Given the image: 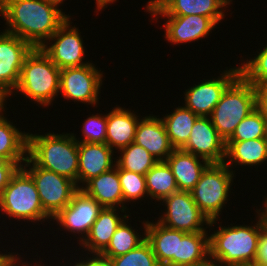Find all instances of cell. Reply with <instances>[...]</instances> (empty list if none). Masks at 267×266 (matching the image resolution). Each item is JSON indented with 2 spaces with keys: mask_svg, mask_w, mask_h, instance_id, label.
Listing matches in <instances>:
<instances>
[{
  "mask_svg": "<svg viewBox=\"0 0 267 266\" xmlns=\"http://www.w3.org/2000/svg\"><path fill=\"white\" fill-rule=\"evenodd\" d=\"M60 5L54 0H3L4 31L40 48L71 16Z\"/></svg>",
  "mask_w": 267,
  "mask_h": 266,
  "instance_id": "cell-1",
  "label": "cell"
},
{
  "mask_svg": "<svg viewBox=\"0 0 267 266\" xmlns=\"http://www.w3.org/2000/svg\"><path fill=\"white\" fill-rule=\"evenodd\" d=\"M257 219V223H251L252 226L230 224L216 227L219 229L209 234V259L220 266H249L254 263L264 228L259 214Z\"/></svg>",
  "mask_w": 267,
  "mask_h": 266,
  "instance_id": "cell-2",
  "label": "cell"
},
{
  "mask_svg": "<svg viewBox=\"0 0 267 266\" xmlns=\"http://www.w3.org/2000/svg\"><path fill=\"white\" fill-rule=\"evenodd\" d=\"M44 134L28 132L27 156L37 166L71 179L78 187V142L72 132Z\"/></svg>",
  "mask_w": 267,
  "mask_h": 266,
  "instance_id": "cell-3",
  "label": "cell"
},
{
  "mask_svg": "<svg viewBox=\"0 0 267 266\" xmlns=\"http://www.w3.org/2000/svg\"><path fill=\"white\" fill-rule=\"evenodd\" d=\"M59 82L60 69L41 48H33L24 59L19 82L11 95L20 92L31 103L46 108L59 96Z\"/></svg>",
  "mask_w": 267,
  "mask_h": 266,
  "instance_id": "cell-4",
  "label": "cell"
},
{
  "mask_svg": "<svg viewBox=\"0 0 267 266\" xmlns=\"http://www.w3.org/2000/svg\"><path fill=\"white\" fill-rule=\"evenodd\" d=\"M0 211L6 218L29 221L33 225L52 221L44 212L34 180L23 167L17 169L0 193Z\"/></svg>",
  "mask_w": 267,
  "mask_h": 266,
  "instance_id": "cell-5",
  "label": "cell"
},
{
  "mask_svg": "<svg viewBox=\"0 0 267 266\" xmlns=\"http://www.w3.org/2000/svg\"><path fill=\"white\" fill-rule=\"evenodd\" d=\"M256 108L254 86L239 75L223 92L209 118L226 142L237 125Z\"/></svg>",
  "mask_w": 267,
  "mask_h": 266,
  "instance_id": "cell-6",
  "label": "cell"
},
{
  "mask_svg": "<svg viewBox=\"0 0 267 266\" xmlns=\"http://www.w3.org/2000/svg\"><path fill=\"white\" fill-rule=\"evenodd\" d=\"M223 163H210L195 187L190 191L192 198L200 211L210 221V227L222 219L219 216L226 206L231 193V186L236 174ZM235 176V177H234Z\"/></svg>",
  "mask_w": 267,
  "mask_h": 266,
  "instance_id": "cell-7",
  "label": "cell"
},
{
  "mask_svg": "<svg viewBox=\"0 0 267 266\" xmlns=\"http://www.w3.org/2000/svg\"><path fill=\"white\" fill-rule=\"evenodd\" d=\"M22 167L34 180L44 212L51 220L69 204L79 189L71 179L37 166L28 156Z\"/></svg>",
  "mask_w": 267,
  "mask_h": 266,
  "instance_id": "cell-8",
  "label": "cell"
},
{
  "mask_svg": "<svg viewBox=\"0 0 267 266\" xmlns=\"http://www.w3.org/2000/svg\"><path fill=\"white\" fill-rule=\"evenodd\" d=\"M103 71L92 63L60 70L59 95L84 105L97 107L103 84Z\"/></svg>",
  "mask_w": 267,
  "mask_h": 266,
  "instance_id": "cell-9",
  "label": "cell"
},
{
  "mask_svg": "<svg viewBox=\"0 0 267 266\" xmlns=\"http://www.w3.org/2000/svg\"><path fill=\"white\" fill-rule=\"evenodd\" d=\"M160 204L165 206V211H161L157 222L167 228L185 233L203 232L210 228V221L200 211L190 192L179 190L164 198Z\"/></svg>",
  "mask_w": 267,
  "mask_h": 266,
  "instance_id": "cell-10",
  "label": "cell"
},
{
  "mask_svg": "<svg viewBox=\"0 0 267 266\" xmlns=\"http://www.w3.org/2000/svg\"><path fill=\"white\" fill-rule=\"evenodd\" d=\"M71 17L40 47L60 70L91 63L83 61L86 49L79 27L71 25Z\"/></svg>",
  "mask_w": 267,
  "mask_h": 266,
  "instance_id": "cell-11",
  "label": "cell"
},
{
  "mask_svg": "<svg viewBox=\"0 0 267 266\" xmlns=\"http://www.w3.org/2000/svg\"><path fill=\"white\" fill-rule=\"evenodd\" d=\"M103 206L93 197L87 195L81 188H79L72 196L69 204L62 209L52 221L57 223L76 238L79 237V245L88 236L92 225L98 218L99 212Z\"/></svg>",
  "mask_w": 267,
  "mask_h": 266,
  "instance_id": "cell-12",
  "label": "cell"
},
{
  "mask_svg": "<svg viewBox=\"0 0 267 266\" xmlns=\"http://www.w3.org/2000/svg\"><path fill=\"white\" fill-rule=\"evenodd\" d=\"M217 78L203 79L184 92V106L201 117H209L226 88L240 75V68H226Z\"/></svg>",
  "mask_w": 267,
  "mask_h": 266,
  "instance_id": "cell-13",
  "label": "cell"
},
{
  "mask_svg": "<svg viewBox=\"0 0 267 266\" xmlns=\"http://www.w3.org/2000/svg\"><path fill=\"white\" fill-rule=\"evenodd\" d=\"M32 49L17 35L0 32V93L11 96L19 82L24 59Z\"/></svg>",
  "mask_w": 267,
  "mask_h": 266,
  "instance_id": "cell-14",
  "label": "cell"
},
{
  "mask_svg": "<svg viewBox=\"0 0 267 266\" xmlns=\"http://www.w3.org/2000/svg\"><path fill=\"white\" fill-rule=\"evenodd\" d=\"M182 150L201 157L209 163H223L226 142L219 135L209 117L199 116Z\"/></svg>",
  "mask_w": 267,
  "mask_h": 266,
  "instance_id": "cell-15",
  "label": "cell"
},
{
  "mask_svg": "<svg viewBox=\"0 0 267 266\" xmlns=\"http://www.w3.org/2000/svg\"><path fill=\"white\" fill-rule=\"evenodd\" d=\"M233 0H163L149 12L156 22L160 16L202 15L211 18L217 25L225 18L227 5ZM225 9V10H224Z\"/></svg>",
  "mask_w": 267,
  "mask_h": 266,
  "instance_id": "cell-16",
  "label": "cell"
},
{
  "mask_svg": "<svg viewBox=\"0 0 267 266\" xmlns=\"http://www.w3.org/2000/svg\"><path fill=\"white\" fill-rule=\"evenodd\" d=\"M162 18L166 21L163 27L164 37L173 45L202 40L217 27L211 18L202 15L161 16Z\"/></svg>",
  "mask_w": 267,
  "mask_h": 266,
  "instance_id": "cell-17",
  "label": "cell"
},
{
  "mask_svg": "<svg viewBox=\"0 0 267 266\" xmlns=\"http://www.w3.org/2000/svg\"><path fill=\"white\" fill-rule=\"evenodd\" d=\"M114 152L106 143L78 142V188L91 178L115 167Z\"/></svg>",
  "mask_w": 267,
  "mask_h": 266,
  "instance_id": "cell-18",
  "label": "cell"
},
{
  "mask_svg": "<svg viewBox=\"0 0 267 266\" xmlns=\"http://www.w3.org/2000/svg\"><path fill=\"white\" fill-rule=\"evenodd\" d=\"M134 143L145 148L158 161H165L174 150L161 117L153 114L141 116Z\"/></svg>",
  "mask_w": 267,
  "mask_h": 266,
  "instance_id": "cell-19",
  "label": "cell"
},
{
  "mask_svg": "<svg viewBox=\"0 0 267 266\" xmlns=\"http://www.w3.org/2000/svg\"><path fill=\"white\" fill-rule=\"evenodd\" d=\"M128 210V211H127ZM121 212V214H120ZM127 212V213H126ZM129 209L103 207L98 218L91 227L85 240L80 244L82 252L101 253L110 243V240L121 222L130 216ZM124 213V214H122ZM120 214V215H119Z\"/></svg>",
  "mask_w": 267,
  "mask_h": 266,
  "instance_id": "cell-20",
  "label": "cell"
},
{
  "mask_svg": "<svg viewBox=\"0 0 267 266\" xmlns=\"http://www.w3.org/2000/svg\"><path fill=\"white\" fill-rule=\"evenodd\" d=\"M154 220L146 226V240L161 266H178L179 240L185 232L167 228Z\"/></svg>",
  "mask_w": 267,
  "mask_h": 266,
  "instance_id": "cell-21",
  "label": "cell"
},
{
  "mask_svg": "<svg viewBox=\"0 0 267 266\" xmlns=\"http://www.w3.org/2000/svg\"><path fill=\"white\" fill-rule=\"evenodd\" d=\"M112 108L107 114L105 143L115 151L134 142L136 128L141 118L131 109L119 105Z\"/></svg>",
  "mask_w": 267,
  "mask_h": 266,
  "instance_id": "cell-22",
  "label": "cell"
},
{
  "mask_svg": "<svg viewBox=\"0 0 267 266\" xmlns=\"http://www.w3.org/2000/svg\"><path fill=\"white\" fill-rule=\"evenodd\" d=\"M165 161L175 177L178 189L187 192L195 187L201 174L210 164L205 159L182 149H174Z\"/></svg>",
  "mask_w": 267,
  "mask_h": 266,
  "instance_id": "cell-23",
  "label": "cell"
},
{
  "mask_svg": "<svg viewBox=\"0 0 267 266\" xmlns=\"http://www.w3.org/2000/svg\"><path fill=\"white\" fill-rule=\"evenodd\" d=\"M81 189L96 199L103 207L123 209V193L119 179V167L91 178Z\"/></svg>",
  "mask_w": 267,
  "mask_h": 266,
  "instance_id": "cell-24",
  "label": "cell"
},
{
  "mask_svg": "<svg viewBox=\"0 0 267 266\" xmlns=\"http://www.w3.org/2000/svg\"><path fill=\"white\" fill-rule=\"evenodd\" d=\"M267 161V138L251 139L246 141H226L224 163L232 168L240 166L253 167ZM234 165V166H233Z\"/></svg>",
  "mask_w": 267,
  "mask_h": 266,
  "instance_id": "cell-25",
  "label": "cell"
},
{
  "mask_svg": "<svg viewBox=\"0 0 267 266\" xmlns=\"http://www.w3.org/2000/svg\"><path fill=\"white\" fill-rule=\"evenodd\" d=\"M27 148L28 133L22 132L2 115L0 117V159L15 162L22 167L27 158Z\"/></svg>",
  "mask_w": 267,
  "mask_h": 266,
  "instance_id": "cell-26",
  "label": "cell"
},
{
  "mask_svg": "<svg viewBox=\"0 0 267 266\" xmlns=\"http://www.w3.org/2000/svg\"><path fill=\"white\" fill-rule=\"evenodd\" d=\"M172 111L170 112L171 114L162 115L161 119L172 147L174 149H182L189 140L191 129L199 116L184 105H178Z\"/></svg>",
  "mask_w": 267,
  "mask_h": 266,
  "instance_id": "cell-27",
  "label": "cell"
},
{
  "mask_svg": "<svg viewBox=\"0 0 267 266\" xmlns=\"http://www.w3.org/2000/svg\"><path fill=\"white\" fill-rule=\"evenodd\" d=\"M129 216H127L121 224L117 227L113 234L108 246L100 253L107 258H114L119 255L126 254L130 250L137 248L141 243L146 240V226L148 220H144L142 223L144 232H137V229L128 222ZM129 223V224H128ZM142 233V235H141Z\"/></svg>",
  "mask_w": 267,
  "mask_h": 266,
  "instance_id": "cell-28",
  "label": "cell"
},
{
  "mask_svg": "<svg viewBox=\"0 0 267 266\" xmlns=\"http://www.w3.org/2000/svg\"><path fill=\"white\" fill-rule=\"evenodd\" d=\"M209 259V234L207 231L186 233L179 240L178 266H196Z\"/></svg>",
  "mask_w": 267,
  "mask_h": 266,
  "instance_id": "cell-29",
  "label": "cell"
},
{
  "mask_svg": "<svg viewBox=\"0 0 267 266\" xmlns=\"http://www.w3.org/2000/svg\"><path fill=\"white\" fill-rule=\"evenodd\" d=\"M148 199L161 202L179 191L175 177L166 161H158L146 174Z\"/></svg>",
  "mask_w": 267,
  "mask_h": 266,
  "instance_id": "cell-30",
  "label": "cell"
},
{
  "mask_svg": "<svg viewBox=\"0 0 267 266\" xmlns=\"http://www.w3.org/2000/svg\"><path fill=\"white\" fill-rule=\"evenodd\" d=\"M120 153L116 158V165L124 170L145 175L158 160L145 148L134 142L121 148L115 153Z\"/></svg>",
  "mask_w": 267,
  "mask_h": 266,
  "instance_id": "cell-31",
  "label": "cell"
},
{
  "mask_svg": "<svg viewBox=\"0 0 267 266\" xmlns=\"http://www.w3.org/2000/svg\"><path fill=\"white\" fill-rule=\"evenodd\" d=\"M259 138H267V119L256 108L237 125L227 141H246Z\"/></svg>",
  "mask_w": 267,
  "mask_h": 266,
  "instance_id": "cell-32",
  "label": "cell"
},
{
  "mask_svg": "<svg viewBox=\"0 0 267 266\" xmlns=\"http://www.w3.org/2000/svg\"><path fill=\"white\" fill-rule=\"evenodd\" d=\"M119 179L123 193V209H128L127 203L147 199L148 191L145 175L119 168ZM127 202V203H126Z\"/></svg>",
  "mask_w": 267,
  "mask_h": 266,
  "instance_id": "cell-33",
  "label": "cell"
},
{
  "mask_svg": "<svg viewBox=\"0 0 267 266\" xmlns=\"http://www.w3.org/2000/svg\"><path fill=\"white\" fill-rule=\"evenodd\" d=\"M110 261L112 266H161L147 240L126 254L111 258Z\"/></svg>",
  "mask_w": 267,
  "mask_h": 266,
  "instance_id": "cell-34",
  "label": "cell"
},
{
  "mask_svg": "<svg viewBox=\"0 0 267 266\" xmlns=\"http://www.w3.org/2000/svg\"><path fill=\"white\" fill-rule=\"evenodd\" d=\"M263 50L252 57V59H246L240 68V75L248 83H259L267 81V43L263 45Z\"/></svg>",
  "mask_w": 267,
  "mask_h": 266,
  "instance_id": "cell-35",
  "label": "cell"
},
{
  "mask_svg": "<svg viewBox=\"0 0 267 266\" xmlns=\"http://www.w3.org/2000/svg\"><path fill=\"white\" fill-rule=\"evenodd\" d=\"M91 115V116H90ZM89 117L82 123V139L76 137L72 133L77 142L87 143H105L106 140V127H107V113L103 115L96 113L90 114ZM78 138V139H77ZM84 138V139H83Z\"/></svg>",
  "mask_w": 267,
  "mask_h": 266,
  "instance_id": "cell-36",
  "label": "cell"
},
{
  "mask_svg": "<svg viewBox=\"0 0 267 266\" xmlns=\"http://www.w3.org/2000/svg\"><path fill=\"white\" fill-rule=\"evenodd\" d=\"M18 168L19 166L15 162L0 159V193L8 185L10 178Z\"/></svg>",
  "mask_w": 267,
  "mask_h": 266,
  "instance_id": "cell-37",
  "label": "cell"
},
{
  "mask_svg": "<svg viewBox=\"0 0 267 266\" xmlns=\"http://www.w3.org/2000/svg\"><path fill=\"white\" fill-rule=\"evenodd\" d=\"M251 84L256 92V106L267 119V81Z\"/></svg>",
  "mask_w": 267,
  "mask_h": 266,
  "instance_id": "cell-38",
  "label": "cell"
},
{
  "mask_svg": "<svg viewBox=\"0 0 267 266\" xmlns=\"http://www.w3.org/2000/svg\"><path fill=\"white\" fill-rule=\"evenodd\" d=\"M255 262L267 265V229L264 227L261 231L258 242V251Z\"/></svg>",
  "mask_w": 267,
  "mask_h": 266,
  "instance_id": "cell-39",
  "label": "cell"
},
{
  "mask_svg": "<svg viewBox=\"0 0 267 266\" xmlns=\"http://www.w3.org/2000/svg\"><path fill=\"white\" fill-rule=\"evenodd\" d=\"M20 256V257H19ZM23 260L21 259V255L19 253L16 254V252L7 260V262L3 265V266H32V262L31 264L26 260V262H22ZM40 260L35 261L36 263L33 262V266H48V264H43L41 265V263L39 262ZM29 263V264H28ZM40 263V264H39Z\"/></svg>",
  "mask_w": 267,
  "mask_h": 266,
  "instance_id": "cell-40",
  "label": "cell"
},
{
  "mask_svg": "<svg viewBox=\"0 0 267 266\" xmlns=\"http://www.w3.org/2000/svg\"><path fill=\"white\" fill-rule=\"evenodd\" d=\"M89 255V266H112L110 258H107L100 253H92V255L89 253Z\"/></svg>",
  "mask_w": 267,
  "mask_h": 266,
  "instance_id": "cell-41",
  "label": "cell"
},
{
  "mask_svg": "<svg viewBox=\"0 0 267 266\" xmlns=\"http://www.w3.org/2000/svg\"><path fill=\"white\" fill-rule=\"evenodd\" d=\"M265 199H263V204L261 209H256V213L260 215L262 221H263V224H264V227L267 229V196L265 195L264 196Z\"/></svg>",
  "mask_w": 267,
  "mask_h": 266,
  "instance_id": "cell-42",
  "label": "cell"
},
{
  "mask_svg": "<svg viewBox=\"0 0 267 266\" xmlns=\"http://www.w3.org/2000/svg\"><path fill=\"white\" fill-rule=\"evenodd\" d=\"M113 2H117V0H95L96 10L95 12L102 11L103 9L107 8L108 5L113 4Z\"/></svg>",
  "mask_w": 267,
  "mask_h": 266,
  "instance_id": "cell-43",
  "label": "cell"
},
{
  "mask_svg": "<svg viewBox=\"0 0 267 266\" xmlns=\"http://www.w3.org/2000/svg\"><path fill=\"white\" fill-rule=\"evenodd\" d=\"M87 256L84 258V257H82L81 258V261H80V258H79V260L78 259H76L77 260V262L75 261L74 263H72V265H71V262H70V264H69V262H68V264L66 263V265L68 266H89V257H88V253L86 254ZM86 259V260H85ZM65 264L64 265H62V266H66ZM50 266H51V264H50ZM58 266H60V265H58Z\"/></svg>",
  "mask_w": 267,
  "mask_h": 266,
  "instance_id": "cell-44",
  "label": "cell"
},
{
  "mask_svg": "<svg viewBox=\"0 0 267 266\" xmlns=\"http://www.w3.org/2000/svg\"><path fill=\"white\" fill-rule=\"evenodd\" d=\"M7 99H9V97L8 96H6L5 94H3V93H0V117L2 116V115H6V113H4V112H6L5 111V109H7L5 106V104H6V100ZM3 111V112H2Z\"/></svg>",
  "mask_w": 267,
  "mask_h": 266,
  "instance_id": "cell-45",
  "label": "cell"
},
{
  "mask_svg": "<svg viewBox=\"0 0 267 266\" xmlns=\"http://www.w3.org/2000/svg\"><path fill=\"white\" fill-rule=\"evenodd\" d=\"M163 0H148V3L145 7L146 13L152 11L155 7H157Z\"/></svg>",
  "mask_w": 267,
  "mask_h": 266,
  "instance_id": "cell-46",
  "label": "cell"
},
{
  "mask_svg": "<svg viewBox=\"0 0 267 266\" xmlns=\"http://www.w3.org/2000/svg\"><path fill=\"white\" fill-rule=\"evenodd\" d=\"M14 254V252L12 253H10V252H8V253H2L1 251H0V266H3L6 262H7V260L12 256Z\"/></svg>",
  "mask_w": 267,
  "mask_h": 266,
  "instance_id": "cell-47",
  "label": "cell"
},
{
  "mask_svg": "<svg viewBox=\"0 0 267 266\" xmlns=\"http://www.w3.org/2000/svg\"><path fill=\"white\" fill-rule=\"evenodd\" d=\"M196 266H220L216 261L208 259L205 263Z\"/></svg>",
  "mask_w": 267,
  "mask_h": 266,
  "instance_id": "cell-48",
  "label": "cell"
},
{
  "mask_svg": "<svg viewBox=\"0 0 267 266\" xmlns=\"http://www.w3.org/2000/svg\"><path fill=\"white\" fill-rule=\"evenodd\" d=\"M249 266H267V265L266 264H263V263H259V262H254V263H252Z\"/></svg>",
  "mask_w": 267,
  "mask_h": 266,
  "instance_id": "cell-49",
  "label": "cell"
},
{
  "mask_svg": "<svg viewBox=\"0 0 267 266\" xmlns=\"http://www.w3.org/2000/svg\"><path fill=\"white\" fill-rule=\"evenodd\" d=\"M2 5H3V0H0V15L2 16Z\"/></svg>",
  "mask_w": 267,
  "mask_h": 266,
  "instance_id": "cell-50",
  "label": "cell"
},
{
  "mask_svg": "<svg viewBox=\"0 0 267 266\" xmlns=\"http://www.w3.org/2000/svg\"><path fill=\"white\" fill-rule=\"evenodd\" d=\"M54 1L59 2L62 5L63 1H65V0H54Z\"/></svg>",
  "mask_w": 267,
  "mask_h": 266,
  "instance_id": "cell-51",
  "label": "cell"
}]
</instances>
